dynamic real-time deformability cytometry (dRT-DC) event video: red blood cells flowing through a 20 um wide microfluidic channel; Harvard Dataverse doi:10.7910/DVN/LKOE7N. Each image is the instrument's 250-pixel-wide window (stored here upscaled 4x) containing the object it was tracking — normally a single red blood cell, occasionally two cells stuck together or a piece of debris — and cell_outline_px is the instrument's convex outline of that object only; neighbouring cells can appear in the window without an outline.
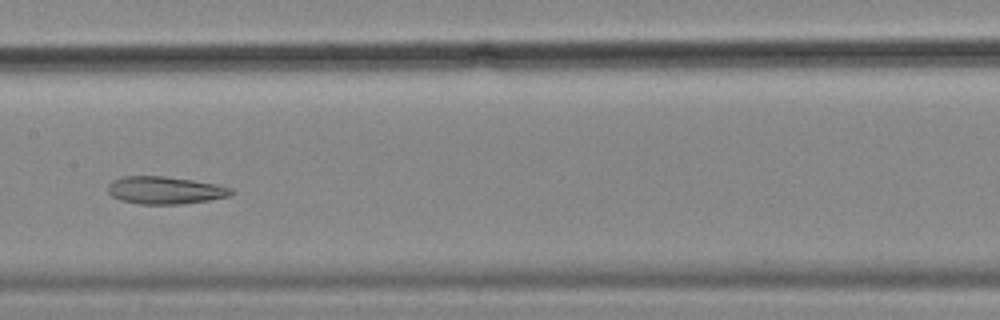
{"species": "common noctule bat (a hibernating species)", "species_latin": "Nyctalus noctula", "temperature_condition": "cold", "stored_images_in_passage": 9, "camera_frame_rate_fps": 3000, "um_per_image_px": 0.085, "animal": {"sex": "female", "body_mass_g": 18.4}, "frame": {"image": 1, "passage_image": 8, "time_ms": 2.333, "image_size_px": [1000, 320], "cell_outline_px": [[236, 192], [228, 196], [208, 200], [180, 204], [140, 204], [120, 200], [112, 196], [108, 192], [108, 184], [112, 180], [124, 176], [164, 176], [192, 180], [216, 184], [232, 188]], "centroid_in_image_um": [14.02, 16.17], "position_along_channel_um": 193.4, "area_um2": 19.77}}
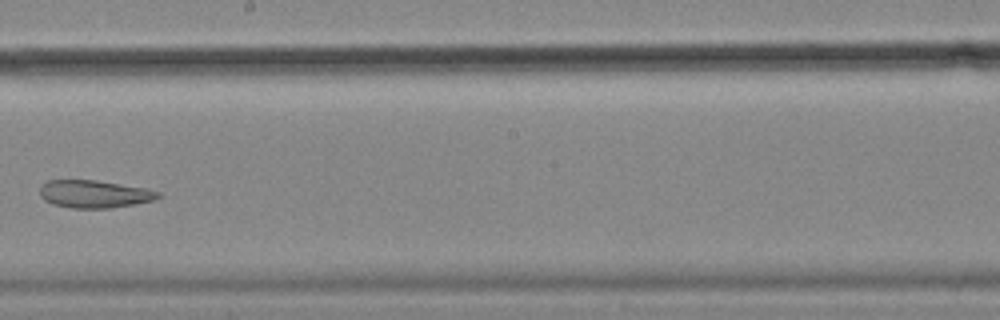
{"frame": {"image": 2, "passage_image": 9, "time_ms": 2.667, "image_size_px": [1000, 320], "cell_outline_px": [[160, 196], [152, 200], [112, 208], [72, 208], [52, 204], [44, 200], [40, 196], [40, 184], [48, 180], [96, 180], [144, 188], [160, 192]], "centroid_in_image_um": [7.95, 16.49], "position_along_channel_um": 240.3, "area_um2": 18.96}}